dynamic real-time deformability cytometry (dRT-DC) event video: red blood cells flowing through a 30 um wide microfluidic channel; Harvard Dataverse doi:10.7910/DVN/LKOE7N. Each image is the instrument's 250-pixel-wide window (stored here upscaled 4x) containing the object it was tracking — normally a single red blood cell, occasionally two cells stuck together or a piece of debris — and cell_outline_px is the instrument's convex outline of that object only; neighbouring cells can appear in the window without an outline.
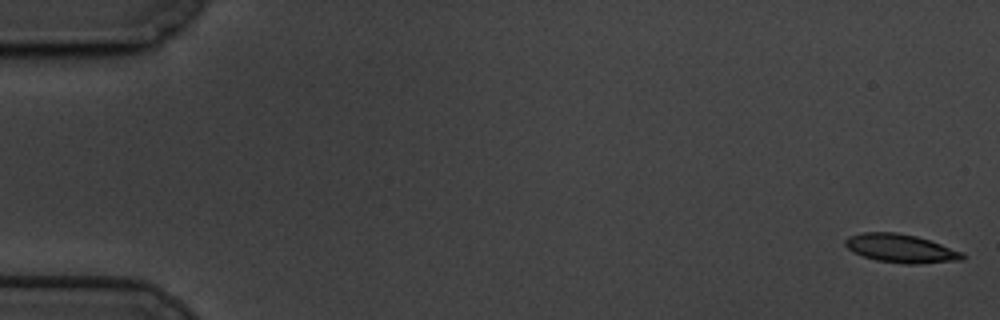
{"species": "common noctule bat (a hibernating species)", "species_latin": "Nyctalus noctula", "temperature_condition": "cold", "stored_images_in_passage": 59, "camera_frame_rate_fps": 3000, "um_per_image_px": 0.085, "animal": {"sex": "male", "body_mass_g": 19.5, "forearm_length_mm": 54.6}, "frame": {"image": 1, "passage_image": 1, "time_ms": 0.0, "image_size_px": [1000, 320], "cell_outline_px": [[964, 260], [920, 264], [904, 264], [876, 260], [852, 252], [844, 244], [844, 240], [848, 236], [864, 232], [896, 232], [916, 236], [964, 252]], "centroid_in_image_um": [76.57, 21.12], "position_along_channel_um": 8.4, "area_um2": 19.54}}
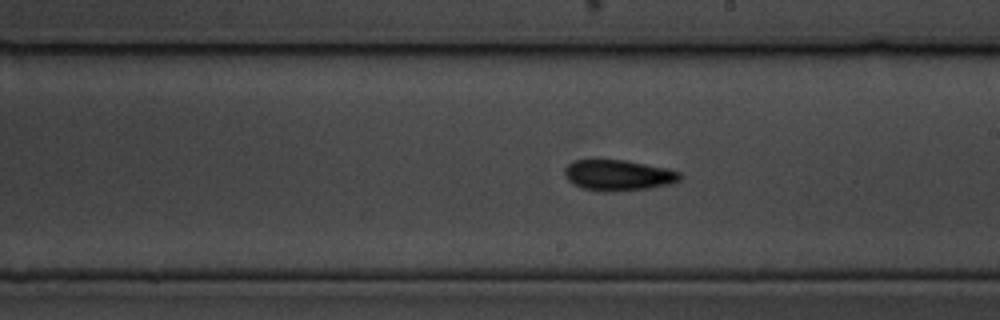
{"frame": {"image": 2, "passage_image": 34, "time_ms": 11.0, "image_size_px": [1000, 320], "cell_outline_px": [[684, 176], [680, 180], [668, 184], [648, 188], [604, 192], [584, 188], [572, 184], [564, 176], [564, 168], [568, 164], [576, 160], [624, 160], [664, 168], [680, 172]], "centroid_in_image_um": [52.52, 14.89], "position_along_channel_um": 236.5, "area_um2": 20.46}}
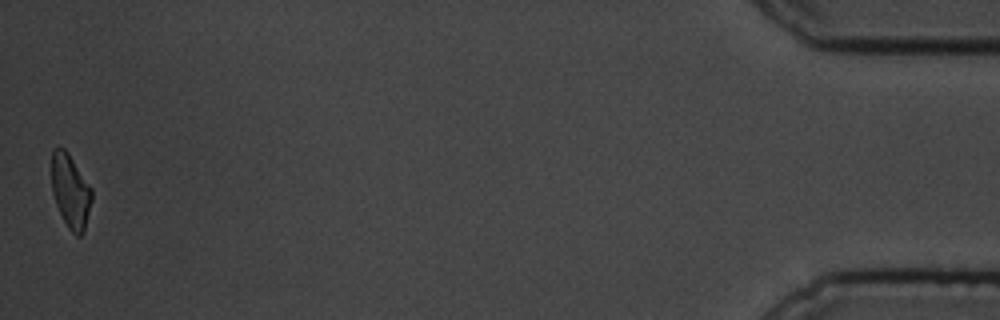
{"frame": {"image": 3, "passage_image": 59, "time_ms": 19.333, "image_size_px": [1000, 320], "cell_outline_px": [[92, 200], [84, 232], [80, 236], [76, 236], [68, 228], [56, 204], [52, 192], [52, 148], [64, 148], [68, 152], [92, 188]], "centroid_in_image_um": [6.0, 16.25], "position_along_channel_um": 429.2, "area_um2": 17.28}, "authors_computed_cell_mechanics": {"area_um2": 19.3052, "velocity_mm_per_s": 3.3854, "shape_relaxation_time_tau1_ms": 5.1341, "shape_relaxation_time_tau2_ms": 8.8927, "deformation_change_tau1": 0.144, "deformation_change_tau2": 0.1705}}